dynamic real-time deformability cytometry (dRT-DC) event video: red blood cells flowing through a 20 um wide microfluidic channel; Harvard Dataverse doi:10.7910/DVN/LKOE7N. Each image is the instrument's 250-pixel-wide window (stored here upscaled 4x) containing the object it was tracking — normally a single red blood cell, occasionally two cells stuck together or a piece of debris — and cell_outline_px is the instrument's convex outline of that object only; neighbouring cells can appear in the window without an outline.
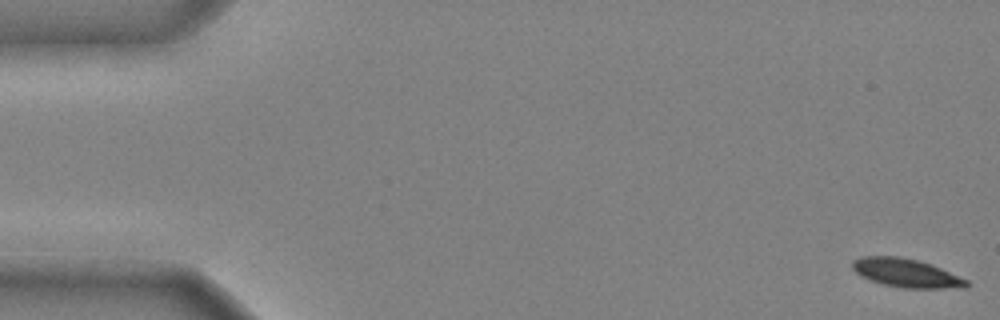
{"species": "common noctule bat (a hibernating species)", "species_latin": "Nyctalus noctula", "temperature_condition": "cold", "stored_images_in_passage": 46, "camera_frame_rate_fps": 3000, "um_per_image_px": 0.085, "animal": {"sex": "male", "body_mass_g": 20.4}, "frame": {"image": 1, "passage_image": 1, "time_ms": 0.0, "image_size_px": [1000, 320], "cell_outline_px": [[968, 288], [904, 288], [884, 284], [860, 276], [852, 268], [852, 260], [860, 256], [900, 256], [932, 264], [968, 280]], "centroid_in_image_um": [77.03, 23.2], "position_along_channel_um": 8.0, "area_um2": 19.02}}
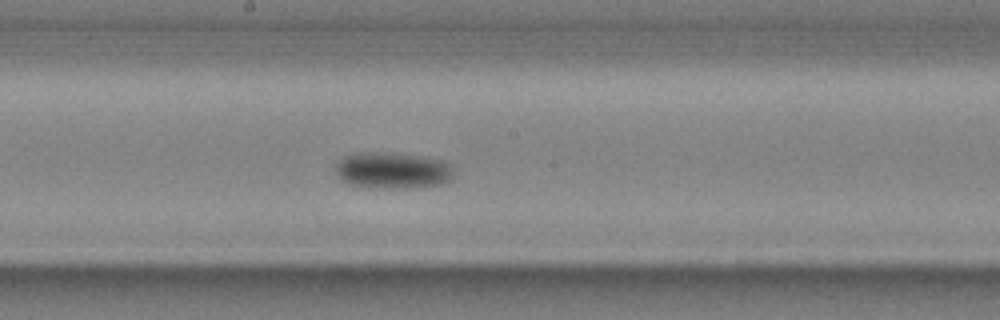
{"frame": {"image": 2, "passage_image": 27, "time_ms": 8.667, "image_size_px": [1000, 320], "cell_outline_px": [[456, 176], [452, 180], [444, 184], [416, 188], [368, 188], [348, 184], [336, 172], [336, 164], [344, 156], [420, 156], [444, 160], [448, 164]], "centroid_in_image_um": [33.5, 14.59], "position_along_channel_um": 214.7, "area_um2": 23.99}}
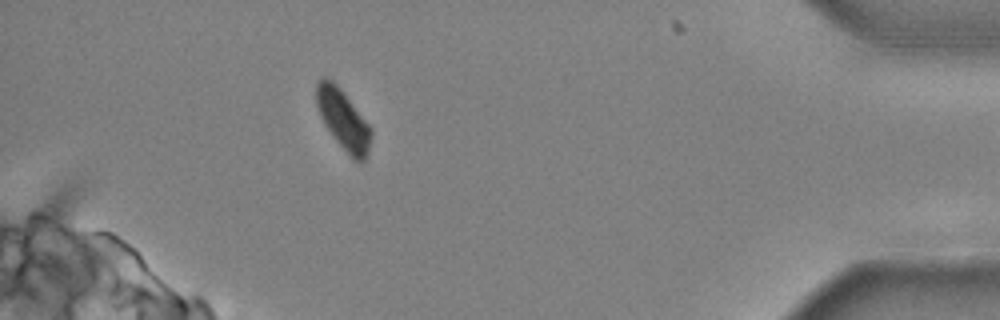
{"frame": {"image": 3, "passage_image": 45, "time_ms": 14.667, "image_size_px": [1000, 320], "cell_outline_px": [[372, 136], [368, 152], [364, 160], [352, 160], [348, 156], [324, 124], [320, 116], [316, 104], [316, 84], [324, 76], [332, 80], [340, 88], [372, 128]], "centroid_in_image_um": [29.17, 10.17], "position_along_channel_um": 406.0, "area_um2": 19.07}}